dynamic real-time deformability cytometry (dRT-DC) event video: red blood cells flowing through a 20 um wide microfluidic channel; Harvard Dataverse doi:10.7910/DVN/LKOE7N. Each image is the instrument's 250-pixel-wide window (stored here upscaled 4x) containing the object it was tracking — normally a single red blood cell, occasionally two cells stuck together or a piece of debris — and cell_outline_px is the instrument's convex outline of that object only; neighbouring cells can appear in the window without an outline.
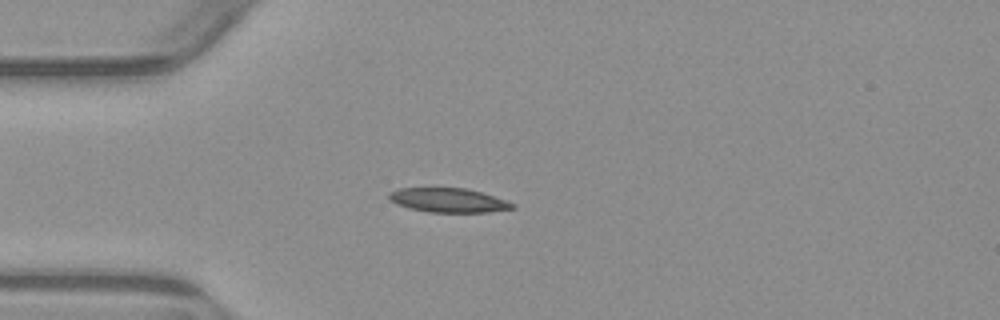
{"species": "common noctule bat (a hibernating species)", "species_latin": "Nyctalus noctula", "temperature_condition": "warm", "stored_images_in_passage": 4, "camera_frame_rate_fps": 3000, "um_per_image_px": 0.085, "animal": {"sex": "male", "body_mass_g": 23.1, "forearm_length_mm": 52.7}, "frame": {"image": 1, "passage_image": 4, "time_ms": 3.667, "image_size_px": [1000, 320], "cell_outline_px": [[516, 208], [488, 212], [428, 212], [408, 208], [396, 204], [388, 200], [388, 192], [400, 188], [464, 188], [480, 192], [516, 204]], "centroid_in_image_um": [38.06, 17.02], "position_along_channel_um": 46.9, "area_um2": 17.4}}